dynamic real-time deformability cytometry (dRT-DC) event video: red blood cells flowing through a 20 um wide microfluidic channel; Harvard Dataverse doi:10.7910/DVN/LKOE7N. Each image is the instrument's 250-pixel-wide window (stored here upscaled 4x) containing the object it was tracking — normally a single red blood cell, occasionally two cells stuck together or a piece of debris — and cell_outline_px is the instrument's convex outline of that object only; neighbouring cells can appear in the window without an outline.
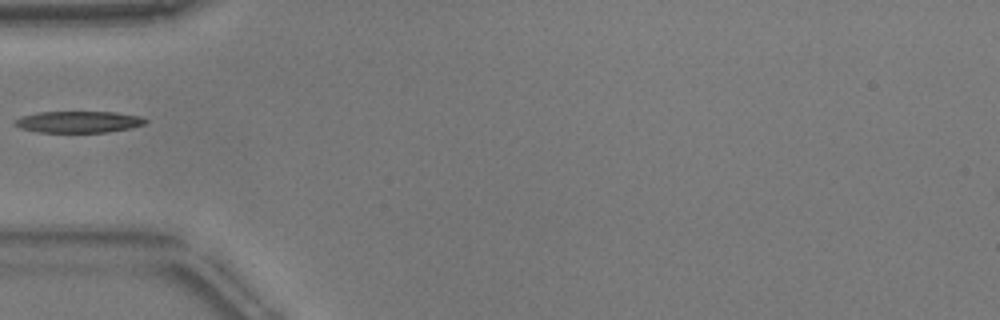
{"species": "common noctule bat (a hibernating species)", "species_latin": "Nyctalus noctula", "temperature_condition": "warm", "stored_images_in_passage": 36, "camera_frame_rate_fps": 3000, "um_per_image_px": 0.085, "animal": {"sex": "male", "body_mass_g": 17.9}, "frame": {"image": 1, "passage_image": 1, "time_ms": 0.0, "image_size_px": [1000, 320], "cell_outline_px": [[148, 124], [132, 128], [108, 132], [36, 132], [20, 128], [12, 124], [12, 120], [20, 116], [40, 112], [116, 112], [140, 116], [148, 120]], "centroid_in_image_um": [6.67, 10.36], "position_along_channel_um": 78.3, "area_um2": 16.7}}
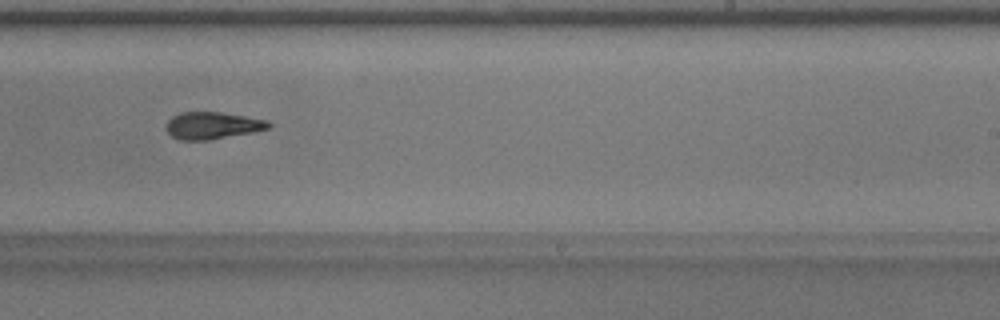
{"frame": {"image": 2, "passage_image": 16, "time_ms": 5.0, "image_size_px": [1000, 320], "cell_outline_px": [[272, 124], [268, 128], [252, 132], [208, 140], [180, 140], [172, 136], [164, 128], [168, 120], [172, 116], [180, 112], [220, 112], [268, 120]], "centroid_in_image_um": [18.02, 10.66], "position_along_channel_um": 271.0, "area_um2": 16.13}}
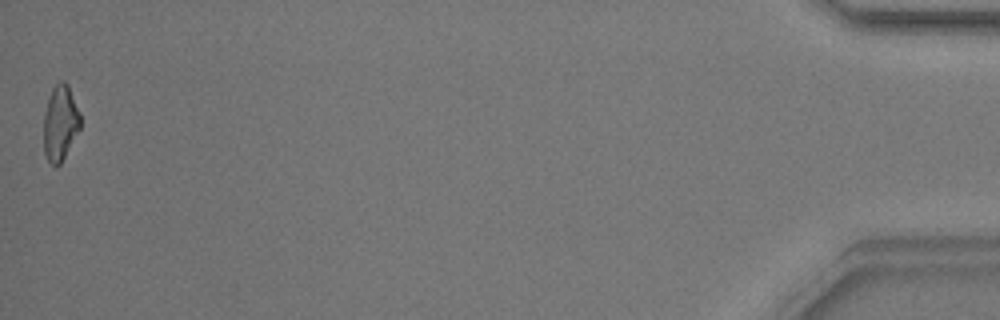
{"frame": {"image": 3, "passage_image": 36, "time_ms": 11.667, "image_size_px": [1000, 320], "cell_outline_px": [[80, 128], [60, 164], [52, 164], [48, 160], [44, 152], [44, 112], [52, 88], [60, 80], [64, 80], [68, 84], [80, 112]], "centroid_in_image_um": [5.12, 10.41], "position_along_channel_um": 430.1, "area_um2": 15.95}}